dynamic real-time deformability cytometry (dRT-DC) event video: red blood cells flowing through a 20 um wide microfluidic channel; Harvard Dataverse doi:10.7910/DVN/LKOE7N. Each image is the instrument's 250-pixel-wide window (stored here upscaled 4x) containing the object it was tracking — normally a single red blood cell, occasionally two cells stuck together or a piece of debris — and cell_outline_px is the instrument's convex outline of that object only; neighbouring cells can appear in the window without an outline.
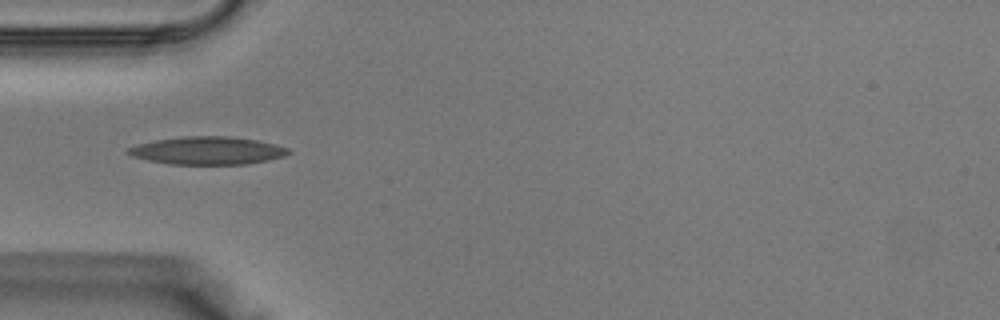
{"species": "Egyptian fruit bat (a non-hibernating species)", "species_latin": "Rousettus aegyptiacus", "temperature_condition": "warm", "stored_images_in_passage": 25, "camera_frame_rate_fps": 3000, "um_per_image_px": 0.085, "animal": {"sex": "male"}, "frame": {"image": 1, "passage_image": 1, "time_ms": 0.0, "image_size_px": [1000, 320], "cell_outline_px": [[292, 152], [284, 156], [268, 160], [248, 164], [172, 164], [148, 160], [132, 156], [124, 152], [128, 148], [136, 144], [156, 140], [184, 136], [228, 136], [256, 140], [276, 144], [288, 148]], "centroid_in_image_um": [17.64, 12.8], "position_along_channel_um": 67.4, "area_um2": 26.01}}
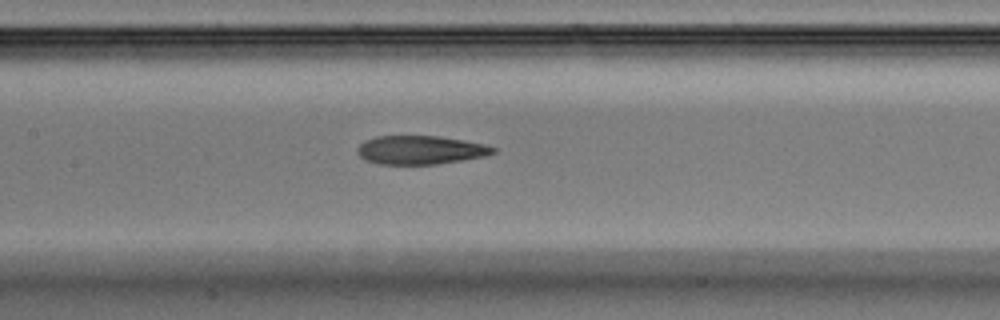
{"frame": {"image": 2, "passage_image": 7, "time_ms": 2.0, "image_size_px": [1000, 320], "cell_outline_px": [[496, 152], [484, 156], [436, 164], [380, 164], [364, 160], [356, 152], [356, 148], [364, 140], [376, 136], [440, 136], [464, 140], [484, 144], [496, 148]], "centroid_in_image_um": [35.69, 12.74], "position_along_channel_um": 171.7, "area_um2": 22.66}}
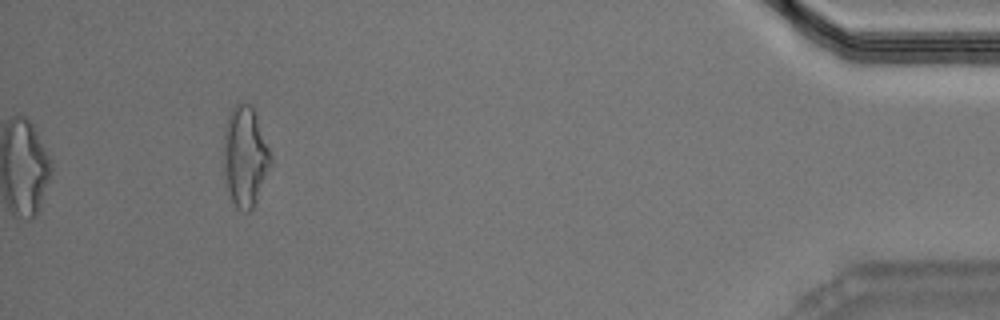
{"frame": {"image": 3, "passage_image": 25, "time_ms": 8.0, "image_size_px": [1000, 320], "cell_outline_px": [[272, 164], [252, 208], [248, 212], [244, 212], [232, 200], [224, 184], [224, 132], [232, 108], [236, 104], [252, 104], [272, 156]], "centroid_in_image_um": [20.84, 13.31], "position_along_channel_um": 414.4, "area_um2": 27.22}}